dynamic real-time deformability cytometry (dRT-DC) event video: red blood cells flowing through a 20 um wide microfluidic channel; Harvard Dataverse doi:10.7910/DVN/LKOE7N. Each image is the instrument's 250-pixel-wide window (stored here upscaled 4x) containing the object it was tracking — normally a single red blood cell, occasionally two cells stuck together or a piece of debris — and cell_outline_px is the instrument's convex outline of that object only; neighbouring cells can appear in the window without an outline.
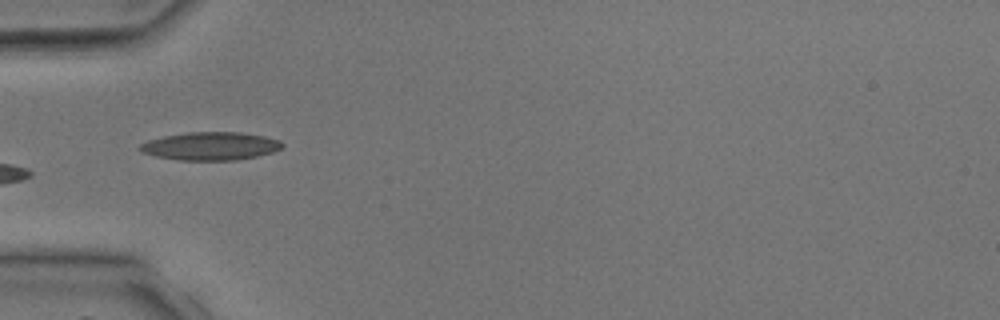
{"species": "common noctule bat (a hibernating species)", "species_latin": "Nyctalus noctula", "temperature_condition": "room temperature", "stored_images_in_passage": 4, "camera_frame_rate_fps": 3000, "um_per_image_px": 0.085, "animal": {"sex": "male", "body_mass_g": 17.9, "forearm_length_mm": 54.2}, "frame": {"image": 1, "passage_image": 3, "time_ms": 2.333, "image_size_px": [1000, 320], "cell_outline_px": [[284, 144], [280, 148], [272, 152], [256, 156], [236, 160], [180, 160], [156, 156], [140, 152], [136, 148], [140, 144], [148, 140], [164, 136], [188, 132], [240, 132], [264, 136], [280, 140]], "centroid_in_image_um": [17.86, 12.41], "position_along_channel_um": 67.1, "area_um2": 23.29}}